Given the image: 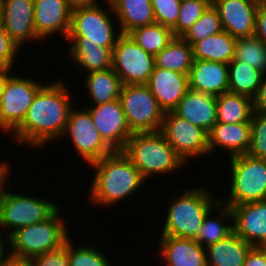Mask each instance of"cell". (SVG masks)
Segmentation results:
<instances>
[{
    "label": "cell",
    "instance_id": "2",
    "mask_svg": "<svg viewBox=\"0 0 266 266\" xmlns=\"http://www.w3.org/2000/svg\"><path fill=\"white\" fill-rule=\"evenodd\" d=\"M88 166L95 172L86 197L89 196V203L101 209L115 207L127 197L132 199L147 182L121 150H114Z\"/></svg>",
    "mask_w": 266,
    "mask_h": 266
},
{
    "label": "cell",
    "instance_id": "32",
    "mask_svg": "<svg viewBox=\"0 0 266 266\" xmlns=\"http://www.w3.org/2000/svg\"><path fill=\"white\" fill-rule=\"evenodd\" d=\"M229 92L253 98L261 84L264 73L235 58L228 64Z\"/></svg>",
    "mask_w": 266,
    "mask_h": 266
},
{
    "label": "cell",
    "instance_id": "39",
    "mask_svg": "<svg viewBox=\"0 0 266 266\" xmlns=\"http://www.w3.org/2000/svg\"><path fill=\"white\" fill-rule=\"evenodd\" d=\"M155 22L173 28L177 23L181 1L180 0H151Z\"/></svg>",
    "mask_w": 266,
    "mask_h": 266
},
{
    "label": "cell",
    "instance_id": "45",
    "mask_svg": "<svg viewBox=\"0 0 266 266\" xmlns=\"http://www.w3.org/2000/svg\"><path fill=\"white\" fill-rule=\"evenodd\" d=\"M12 72L14 73L15 70L11 68H0V100L4 92L5 84L13 74Z\"/></svg>",
    "mask_w": 266,
    "mask_h": 266
},
{
    "label": "cell",
    "instance_id": "27",
    "mask_svg": "<svg viewBox=\"0 0 266 266\" xmlns=\"http://www.w3.org/2000/svg\"><path fill=\"white\" fill-rule=\"evenodd\" d=\"M69 61L83 72L103 71L112 67V49L92 43H70L67 45Z\"/></svg>",
    "mask_w": 266,
    "mask_h": 266
},
{
    "label": "cell",
    "instance_id": "34",
    "mask_svg": "<svg viewBox=\"0 0 266 266\" xmlns=\"http://www.w3.org/2000/svg\"><path fill=\"white\" fill-rule=\"evenodd\" d=\"M72 238L68 239V257L69 266H112L113 260L109 259L110 256L105 254L104 249H99L95 242L88 245L83 243L76 244Z\"/></svg>",
    "mask_w": 266,
    "mask_h": 266
},
{
    "label": "cell",
    "instance_id": "1",
    "mask_svg": "<svg viewBox=\"0 0 266 266\" xmlns=\"http://www.w3.org/2000/svg\"><path fill=\"white\" fill-rule=\"evenodd\" d=\"M63 80L60 77L50 81L37 92L22 124L10 135L13 143L42 150L51 142L61 141L69 112L77 104L72 97L74 94L69 92L67 81Z\"/></svg>",
    "mask_w": 266,
    "mask_h": 266
},
{
    "label": "cell",
    "instance_id": "17",
    "mask_svg": "<svg viewBox=\"0 0 266 266\" xmlns=\"http://www.w3.org/2000/svg\"><path fill=\"white\" fill-rule=\"evenodd\" d=\"M223 31L232 37H251L255 32V15L259 4L252 0H212Z\"/></svg>",
    "mask_w": 266,
    "mask_h": 266
},
{
    "label": "cell",
    "instance_id": "26",
    "mask_svg": "<svg viewBox=\"0 0 266 266\" xmlns=\"http://www.w3.org/2000/svg\"><path fill=\"white\" fill-rule=\"evenodd\" d=\"M215 213L216 215H214ZM233 231V213L231 207L219 201L207 213L202 226L197 229L196 241L202 247L206 248L207 246L226 238Z\"/></svg>",
    "mask_w": 266,
    "mask_h": 266
},
{
    "label": "cell",
    "instance_id": "18",
    "mask_svg": "<svg viewBox=\"0 0 266 266\" xmlns=\"http://www.w3.org/2000/svg\"><path fill=\"white\" fill-rule=\"evenodd\" d=\"M234 232L252 246L266 247V200L231 207Z\"/></svg>",
    "mask_w": 266,
    "mask_h": 266
},
{
    "label": "cell",
    "instance_id": "48",
    "mask_svg": "<svg viewBox=\"0 0 266 266\" xmlns=\"http://www.w3.org/2000/svg\"><path fill=\"white\" fill-rule=\"evenodd\" d=\"M0 266H31L29 261L17 260L10 257H6L0 264Z\"/></svg>",
    "mask_w": 266,
    "mask_h": 266
},
{
    "label": "cell",
    "instance_id": "22",
    "mask_svg": "<svg viewBox=\"0 0 266 266\" xmlns=\"http://www.w3.org/2000/svg\"><path fill=\"white\" fill-rule=\"evenodd\" d=\"M173 112L209 133L217 123L216 96L189 89Z\"/></svg>",
    "mask_w": 266,
    "mask_h": 266
},
{
    "label": "cell",
    "instance_id": "20",
    "mask_svg": "<svg viewBox=\"0 0 266 266\" xmlns=\"http://www.w3.org/2000/svg\"><path fill=\"white\" fill-rule=\"evenodd\" d=\"M146 85L165 113L172 112L189 90L187 74L155 66Z\"/></svg>",
    "mask_w": 266,
    "mask_h": 266
},
{
    "label": "cell",
    "instance_id": "21",
    "mask_svg": "<svg viewBox=\"0 0 266 266\" xmlns=\"http://www.w3.org/2000/svg\"><path fill=\"white\" fill-rule=\"evenodd\" d=\"M251 124H225L217 122L208 133L209 155L217 150L227 154L229 158L247 154L250 147ZM223 150V151H222Z\"/></svg>",
    "mask_w": 266,
    "mask_h": 266
},
{
    "label": "cell",
    "instance_id": "16",
    "mask_svg": "<svg viewBox=\"0 0 266 266\" xmlns=\"http://www.w3.org/2000/svg\"><path fill=\"white\" fill-rule=\"evenodd\" d=\"M71 15L72 9L66 0H34L33 18L37 36L48 42L49 37L61 34L63 36L60 38L66 41L70 31Z\"/></svg>",
    "mask_w": 266,
    "mask_h": 266
},
{
    "label": "cell",
    "instance_id": "29",
    "mask_svg": "<svg viewBox=\"0 0 266 266\" xmlns=\"http://www.w3.org/2000/svg\"><path fill=\"white\" fill-rule=\"evenodd\" d=\"M217 122L225 124L250 123L253 98L232 92L216 96Z\"/></svg>",
    "mask_w": 266,
    "mask_h": 266
},
{
    "label": "cell",
    "instance_id": "37",
    "mask_svg": "<svg viewBox=\"0 0 266 266\" xmlns=\"http://www.w3.org/2000/svg\"><path fill=\"white\" fill-rule=\"evenodd\" d=\"M212 0H189L181 2L176 25L172 28L175 37H181L211 5Z\"/></svg>",
    "mask_w": 266,
    "mask_h": 266
},
{
    "label": "cell",
    "instance_id": "40",
    "mask_svg": "<svg viewBox=\"0 0 266 266\" xmlns=\"http://www.w3.org/2000/svg\"><path fill=\"white\" fill-rule=\"evenodd\" d=\"M20 51L10 36L0 26V68L17 69L15 64L19 60Z\"/></svg>",
    "mask_w": 266,
    "mask_h": 266
},
{
    "label": "cell",
    "instance_id": "43",
    "mask_svg": "<svg viewBox=\"0 0 266 266\" xmlns=\"http://www.w3.org/2000/svg\"><path fill=\"white\" fill-rule=\"evenodd\" d=\"M244 266H266V247L254 246L249 251Z\"/></svg>",
    "mask_w": 266,
    "mask_h": 266
},
{
    "label": "cell",
    "instance_id": "46",
    "mask_svg": "<svg viewBox=\"0 0 266 266\" xmlns=\"http://www.w3.org/2000/svg\"><path fill=\"white\" fill-rule=\"evenodd\" d=\"M11 168L9 161L3 159L1 162L0 159V186L9 176H11Z\"/></svg>",
    "mask_w": 266,
    "mask_h": 266
},
{
    "label": "cell",
    "instance_id": "36",
    "mask_svg": "<svg viewBox=\"0 0 266 266\" xmlns=\"http://www.w3.org/2000/svg\"><path fill=\"white\" fill-rule=\"evenodd\" d=\"M234 58L266 74V46L256 36L237 38Z\"/></svg>",
    "mask_w": 266,
    "mask_h": 266
},
{
    "label": "cell",
    "instance_id": "23",
    "mask_svg": "<svg viewBox=\"0 0 266 266\" xmlns=\"http://www.w3.org/2000/svg\"><path fill=\"white\" fill-rule=\"evenodd\" d=\"M228 64L194 59L188 74L189 89L220 96L229 89Z\"/></svg>",
    "mask_w": 266,
    "mask_h": 266
},
{
    "label": "cell",
    "instance_id": "19",
    "mask_svg": "<svg viewBox=\"0 0 266 266\" xmlns=\"http://www.w3.org/2000/svg\"><path fill=\"white\" fill-rule=\"evenodd\" d=\"M157 258L165 266H207L206 250L195 239L160 235Z\"/></svg>",
    "mask_w": 266,
    "mask_h": 266
},
{
    "label": "cell",
    "instance_id": "5",
    "mask_svg": "<svg viewBox=\"0 0 266 266\" xmlns=\"http://www.w3.org/2000/svg\"><path fill=\"white\" fill-rule=\"evenodd\" d=\"M59 208L47 220L24 226L7 239V257L29 261L31 258L61 248L72 237Z\"/></svg>",
    "mask_w": 266,
    "mask_h": 266
},
{
    "label": "cell",
    "instance_id": "10",
    "mask_svg": "<svg viewBox=\"0 0 266 266\" xmlns=\"http://www.w3.org/2000/svg\"><path fill=\"white\" fill-rule=\"evenodd\" d=\"M12 74L5 84L0 100V131L11 135L25 118L37 92L45 85L44 81Z\"/></svg>",
    "mask_w": 266,
    "mask_h": 266
},
{
    "label": "cell",
    "instance_id": "44",
    "mask_svg": "<svg viewBox=\"0 0 266 266\" xmlns=\"http://www.w3.org/2000/svg\"><path fill=\"white\" fill-rule=\"evenodd\" d=\"M253 111L266 113V74L263 75L258 91L253 97Z\"/></svg>",
    "mask_w": 266,
    "mask_h": 266
},
{
    "label": "cell",
    "instance_id": "38",
    "mask_svg": "<svg viewBox=\"0 0 266 266\" xmlns=\"http://www.w3.org/2000/svg\"><path fill=\"white\" fill-rule=\"evenodd\" d=\"M251 138L248 155L266 159V113L254 112L250 121Z\"/></svg>",
    "mask_w": 266,
    "mask_h": 266
},
{
    "label": "cell",
    "instance_id": "9",
    "mask_svg": "<svg viewBox=\"0 0 266 266\" xmlns=\"http://www.w3.org/2000/svg\"><path fill=\"white\" fill-rule=\"evenodd\" d=\"M119 99L133 133L160 131L165 112L146 84L123 85Z\"/></svg>",
    "mask_w": 266,
    "mask_h": 266
},
{
    "label": "cell",
    "instance_id": "35",
    "mask_svg": "<svg viewBox=\"0 0 266 266\" xmlns=\"http://www.w3.org/2000/svg\"><path fill=\"white\" fill-rule=\"evenodd\" d=\"M221 31H223V27L220 16L211 4L181 38L193 47L197 42Z\"/></svg>",
    "mask_w": 266,
    "mask_h": 266
},
{
    "label": "cell",
    "instance_id": "30",
    "mask_svg": "<svg viewBox=\"0 0 266 266\" xmlns=\"http://www.w3.org/2000/svg\"><path fill=\"white\" fill-rule=\"evenodd\" d=\"M236 40L226 31L208 36L193 46L194 59L229 64L235 57Z\"/></svg>",
    "mask_w": 266,
    "mask_h": 266
},
{
    "label": "cell",
    "instance_id": "8",
    "mask_svg": "<svg viewBox=\"0 0 266 266\" xmlns=\"http://www.w3.org/2000/svg\"><path fill=\"white\" fill-rule=\"evenodd\" d=\"M227 168L230 175L229 198L220 201L232 207L242 203L266 200V159L248 154L229 158ZM230 168V169H229Z\"/></svg>",
    "mask_w": 266,
    "mask_h": 266
},
{
    "label": "cell",
    "instance_id": "41",
    "mask_svg": "<svg viewBox=\"0 0 266 266\" xmlns=\"http://www.w3.org/2000/svg\"><path fill=\"white\" fill-rule=\"evenodd\" d=\"M29 263L31 266H69L68 240L61 248L35 256Z\"/></svg>",
    "mask_w": 266,
    "mask_h": 266
},
{
    "label": "cell",
    "instance_id": "42",
    "mask_svg": "<svg viewBox=\"0 0 266 266\" xmlns=\"http://www.w3.org/2000/svg\"><path fill=\"white\" fill-rule=\"evenodd\" d=\"M259 40L266 46V4H259L255 15V32Z\"/></svg>",
    "mask_w": 266,
    "mask_h": 266
},
{
    "label": "cell",
    "instance_id": "6",
    "mask_svg": "<svg viewBox=\"0 0 266 266\" xmlns=\"http://www.w3.org/2000/svg\"><path fill=\"white\" fill-rule=\"evenodd\" d=\"M10 180L9 176L0 186V233L6 239L19 228L47 220L61 206L48 196L47 199L41 195L36 197L37 191L30 196L26 195L27 191L10 190Z\"/></svg>",
    "mask_w": 266,
    "mask_h": 266
},
{
    "label": "cell",
    "instance_id": "50",
    "mask_svg": "<svg viewBox=\"0 0 266 266\" xmlns=\"http://www.w3.org/2000/svg\"><path fill=\"white\" fill-rule=\"evenodd\" d=\"M256 2L257 4H266V0H252Z\"/></svg>",
    "mask_w": 266,
    "mask_h": 266
},
{
    "label": "cell",
    "instance_id": "24",
    "mask_svg": "<svg viewBox=\"0 0 266 266\" xmlns=\"http://www.w3.org/2000/svg\"><path fill=\"white\" fill-rule=\"evenodd\" d=\"M253 247L233 231L226 238L205 248L207 266H244Z\"/></svg>",
    "mask_w": 266,
    "mask_h": 266
},
{
    "label": "cell",
    "instance_id": "33",
    "mask_svg": "<svg viewBox=\"0 0 266 266\" xmlns=\"http://www.w3.org/2000/svg\"><path fill=\"white\" fill-rule=\"evenodd\" d=\"M128 35L146 52L155 56L175 37L172 29L159 23L135 28Z\"/></svg>",
    "mask_w": 266,
    "mask_h": 266
},
{
    "label": "cell",
    "instance_id": "47",
    "mask_svg": "<svg viewBox=\"0 0 266 266\" xmlns=\"http://www.w3.org/2000/svg\"><path fill=\"white\" fill-rule=\"evenodd\" d=\"M99 0H66L68 6L74 10L97 3Z\"/></svg>",
    "mask_w": 266,
    "mask_h": 266
},
{
    "label": "cell",
    "instance_id": "25",
    "mask_svg": "<svg viewBox=\"0 0 266 266\" xmlns=\"http://www.w3.org/2000/svg\"><path fill=\"white\" fill-rule=\"evenodd\" d=\"M109 1L122 34H128L135 28L155 23L151 0Z\"/></svg>",
    "mask_w": 266,
    "mask_h": 266
},
{
    "label": "cell",
    "instance_id": "28",
    "mask_svg": "<svg viewBox=\"0 0 266 266\" xmlns=\"http://www.w3.org/2000/svg\"><path fill=\"white\" fill-rule=\"evenodd\" d=\"M84 79L85 85L82 87L87 88V98L91 100L89 104L100 105L119 99L123 84L112 67L103 71L86 73Z\"/></svg>",
    "mask_w": 266,
    "mask_h": 266
},
{
    "label": "cell",
    "instance_id": "49",
    "mask_svg": "<svg viewBox=\"0 0 266 266\" xmlns=\"http://www.w3.org/2000/svg\"><path fill=\"white\" fill-rule=\"evenodd\" d=\"M7 257L6 238L0 233V264Z\"/></svg>",
    "mask_w": 266,
    "mask_h": 266
},
{
    "label": "cell",
    "instance_id": "12",
    "mask_svg": "<svg viewBox=\"0 0 266 266\" xmlns=\"http://www.w3.org/2000/svg\"><path fill=\"white\" fill-rule=\"evenodd\" d=\"M160 132L185 164L209 156L208 133L173 111L164 114Z\"/></svg>",
    "mask_w": 266,
    "mask_h": 266
},
{
    "label": "cell",
    "instance_id": "13",
    "mask_svg": "<svg viewBox=\"0 0 266 266\" xmlns=\"http://www.w3.org/2000/svg\"><path fill=\"white\" fill-rule=\"evenodd\" d=\"M154 66V56L128 34L118 38L112 49V69L123 85L147 84Z\"/></svg>",
    "mask_w": 266,
    "mask_h": 266
},
{
    "label": "cell",
    "instance_id": "3",
    "mask_svg": "<svg viewBox=\"0 0 266 266\" xmlns=\"http://www.w3.org/2000/svg\"><path fill=\"white\" fill-rule=\"evenodd\" d=\"M188 185L181 191H175L168 200L159 235L196 240L197 229L202 226L207 213L220 201L219 195L206 187L208 184L202 182L189 188Z\"/></svg>",
    "mask_w": 266,
    "mask_h": 266
},
{
    "label": "cell",
    "instance_id": "7",
    "mask_svg": "<svg viewBox=\"0 0 266 266\" xmlns=\"http://www.w3.org/2000/svg\"><path fill=\"white\" fill-rule=\"evenodd\" d=\"M103 1L72 10L70 31L65 41L67 44L92 43L108 48L115 46L122 33L115 25L119 23L115 19L110 1L105 0L108 7L103 5Z\"/></svg>",
    "mask_w": 266,
    "mask_h": 266
},
{
    "label": "cell",
    "instance_id": "11",
    "mask_svg": "<svg viewBox=\"0 0 266 266\" xmlns=\"http://www.w3.org/2000/svg\"><path fill=\"white\" fill-rule=\"evenodd\" d=\"M75 108L73 106L69 112L62 139L65 137L69 140L71 149H75L79 159L88 166L114 150L100 136L85 105L80 109Z\"/></svg>",
    "mask_w": 266,
    "mask_h": 266
},
{
    "label": "cell",
    "instance_id": "4",
    "mask_svg": "<svg viewBox=\"0 0 266 266\" xmlns=\"http://www.w3.org/2000/svg\"><path fill=\"white\" fill-rule=\"evenodd\" d=\"M121 151L147 182L153 176L174 174L186 165L160 131L133 133Z\"/></svg>",
    "mask_w": 266,
    "mask_h": 266
},
{
    "label": "cell",
    "instance_id": "31",
    "mask_svg": "<svg viewBox=\"0 0 266 266\" xmlns=\"http://www.w3.org/2000/svg\"><path fill=\"white\" fill-rule=\"evenodd\" d=\"M193 62V47L181 37H174L164 49L154 56L155 67L187 75Z\"/></svg>",
    "mask_w": 266,
    "mask_h": 266
},
{
    "label": "cell",
    "instance_id": "14",
    "mask_svg": "<svg viewBox=\"0 0 266 266\" xmlns=\"http://www.w3.org/2000/svg\"><path fill=\"white\" fill-rule=\"evenodd\" d=\"M33 11L34 0H0V26L20 50L27 42H43L36 34Z\"/></svg>",
    "mask_w": 266,
    "mask_h": 266
},
{
    "label": "cell",
    "instance_id": "15",
    "mask_svg": "<svg viewBox=\"0 0 266 266\" xmlns=\"http://www.w3.org/2000/svg\"><path fill=\"white\" fill-rule=\"evenodd\" d=\"M86 106L103 140L113 150H122L133 132L127 123L120 99L100 105Z\"/></svg>",
    "mask_w": 266,
    "mask_h": 266
}]
</instances>
